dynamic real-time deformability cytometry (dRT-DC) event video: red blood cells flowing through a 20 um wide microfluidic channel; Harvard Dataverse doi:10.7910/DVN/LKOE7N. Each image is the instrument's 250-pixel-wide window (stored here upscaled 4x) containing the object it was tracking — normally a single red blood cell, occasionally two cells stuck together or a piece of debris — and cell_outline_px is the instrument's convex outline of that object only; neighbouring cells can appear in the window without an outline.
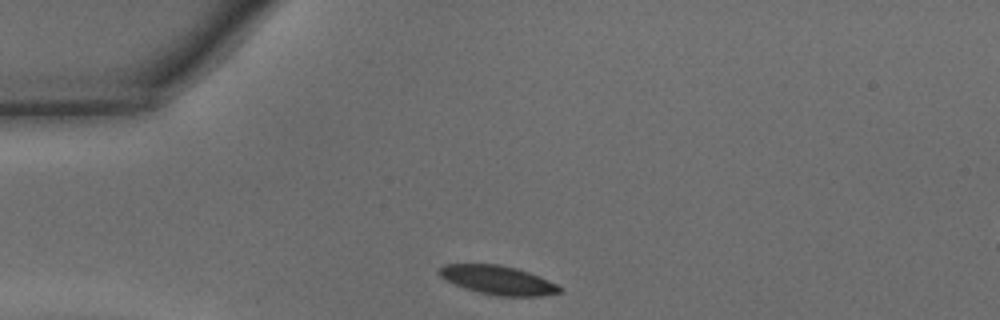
{"species": "common noctule bat (a hibernating species)", "species_latin": "Nyctalus noctula", "temperature_condition": "warm", "stored_images_in_passage": 26, "camera_frame_rate_fps": 3000, "um_per_image_px": 0.085, "animal": {"sex": "male", "body_mass_g": 15.6}, "frame": {"image": 1, "passage_image": 1, "time_ms": 0.0, "image_size_px": [1000, 320], "cell_outline_px": [[560, 292], [540, 296], [496, 296], [464, 288], [440, 276], [436, 272], [444, 264], [500, 264], [516, 268], [528, 272], [548, 280], [556, 284], [560, 288]], "centroid_in_image_um": [42.29, 23.8], "position_along_channel_um": 42.7, "area_um2": 20.0}}
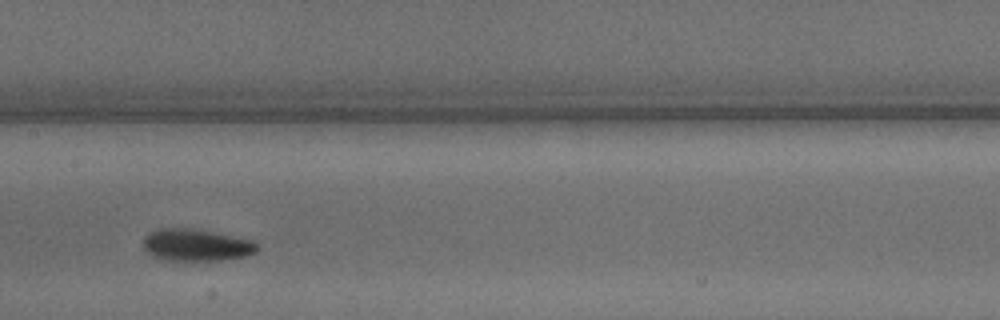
{"frame": {"image": 2, "passage_image": 13, "time_ms": 4.0, "image_size_px": [1000, 320], "cell_outline_px": [[256, 252], [248, 256], [220, 260], [164, 260], [148, 252], [144, 248], [144, 236], [148, 232], [156, 228], [192, 228], [252, 240], [256, 244]], "centroid_in_image_um": [16.65, 20.82], "position_along_channel_um": 190.7, "area_um2": 21.1}}
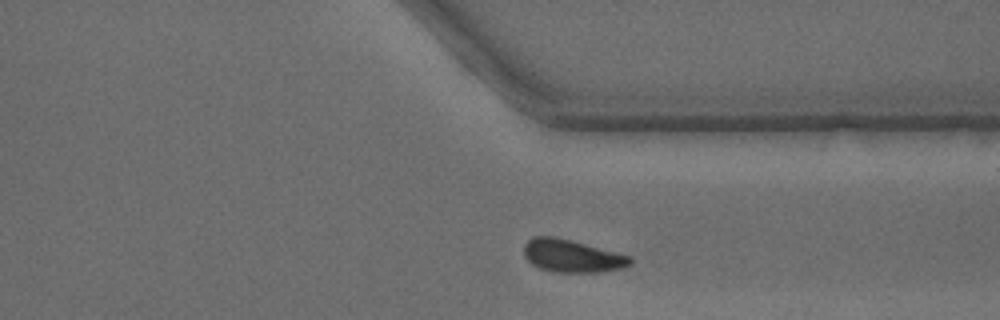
{"frame": {"image": 3, "passage_image": 25, "time_ms": 8.0, "image_size_px": [1000, 320], "cell_outline_px": [[632, 264], [620, 268], [600, 272], [556, 272], [540, 268], [532, 264], [524, 256], [524, 244], [532, 236], [556, 236], [632, 256]], "centroid_in_image_um": [48.61, 21.74], "position_along_channel_um": 362.8, "area_um2": 20.29}, "authors_computed_cell_mechanics": {"area_um2": 21.097, "velocity_mm_per_s": 4.3047, "shape_relaxation_time_tau1_ms": 2.4193, "shape_relaxation_time_tau2_ms": 3.5762, "deformation_change_tau1": 0.0805, "deformation_change_tau2": 0.0812}}